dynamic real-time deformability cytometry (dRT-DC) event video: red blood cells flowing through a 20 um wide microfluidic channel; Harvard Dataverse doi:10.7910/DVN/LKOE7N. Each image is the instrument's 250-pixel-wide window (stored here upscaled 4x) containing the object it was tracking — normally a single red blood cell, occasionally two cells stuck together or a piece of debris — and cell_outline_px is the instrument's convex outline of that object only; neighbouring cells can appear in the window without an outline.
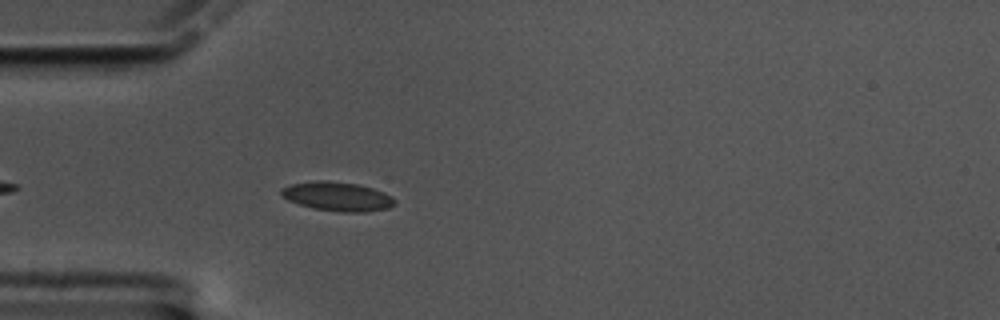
{"species": "common noctule bat (a hibernating species)", "species_latin": "Nyctalus noctula", "temperature_condition": "cold", "stored_images_in_passage": 17, "camera_frame_rate_fps": 3000, "um_per_image_px": 0.085, "animal": {"sex": "male", "body_mass_g": 17.5, "forearm_length_mm": 52.3}, "frame": {"image": 1, "passage_image": 6, "time_ms": 1.667, "image_size_px": [1000, 320], "cell_outline_px": [[396, 204], [388, 208], [364, 212], [340, 212], [312, 208], [288, 200], [280, 196], [280, 188], [292, 184], [316, 180], [324, 180], [360, 184], [384, 192], [392, 196], [396, 200]], "centroid_in_image_um": [28.68, 16.69], "position_along_channel_um": 56.3, "area_um2": 19.42}}